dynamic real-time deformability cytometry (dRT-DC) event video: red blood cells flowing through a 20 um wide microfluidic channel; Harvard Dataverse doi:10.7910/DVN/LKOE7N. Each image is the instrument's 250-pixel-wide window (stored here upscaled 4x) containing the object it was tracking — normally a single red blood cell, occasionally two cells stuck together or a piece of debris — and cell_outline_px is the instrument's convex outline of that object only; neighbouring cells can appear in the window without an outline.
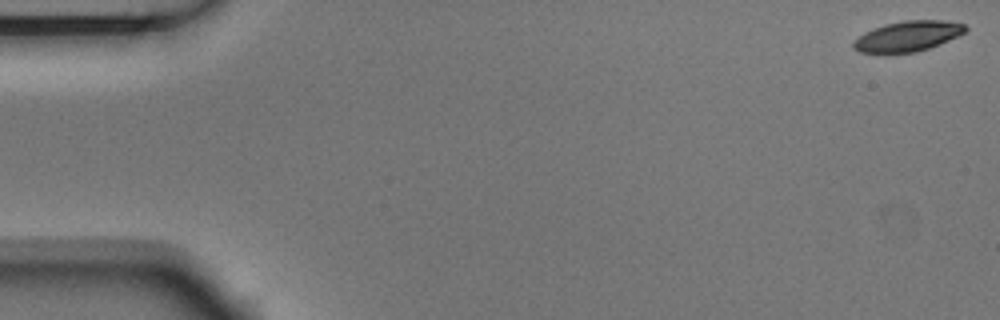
{"species": "Egyptian fruit bat (a non-hibernating species)", "species_latin": "Rousettus aegyptiacus", "temperature_condition": "room temperature", "stored_images_in_passage": 6, "camera_frame_rate_fps": 3000, "um_per_image_px": 0.085, "animal": {"sex": "male"}, "frame": {"image": 1, "passage_image": 1, "time_ms": 0.0, "image_size_px": [1000, 320], "cell_outline_px": [[968, 28], [964, 32], [948, 40], [928, 48], [916, 52], [860, 52], [852, 48], [852, 44], [864, 32], [884, 24], [904, 20], [940, 20], [964, 24]], "centroid_in_image_um": [77.15, 3.06], "position_along_channel_um": 7.9, "area_um2": 19.36}}
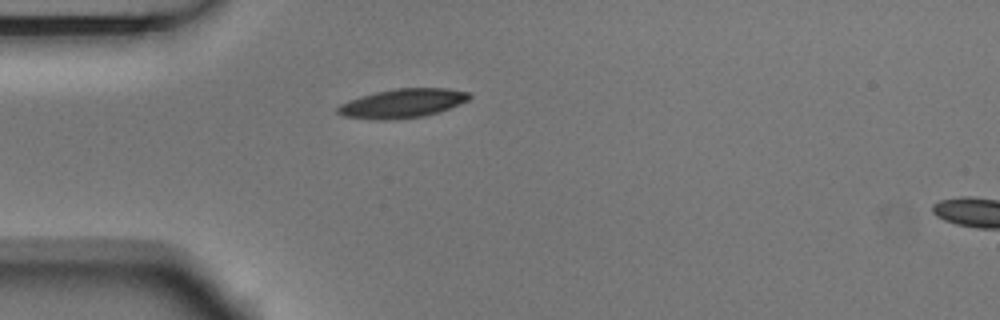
{"frame": {"image": 2, "passage_image": 5, "time_ms": 1.333, "image_size_px": [1000, 320], "cell_outline_px": [[472, 96], [468, 100], [460, 104], [440, 112], [424, 116], [388, 120], [380, 120], [344, 116], [336, 112], [336, 108], [340, 104], [348, 100], [360, 96], [376, 92], [396, 88], [448, 88], [468, 92]], "centroid_in_image_um": [34.22, 8.78], "position_along_channel_um": 50.8, "area_um2": 22.31}}